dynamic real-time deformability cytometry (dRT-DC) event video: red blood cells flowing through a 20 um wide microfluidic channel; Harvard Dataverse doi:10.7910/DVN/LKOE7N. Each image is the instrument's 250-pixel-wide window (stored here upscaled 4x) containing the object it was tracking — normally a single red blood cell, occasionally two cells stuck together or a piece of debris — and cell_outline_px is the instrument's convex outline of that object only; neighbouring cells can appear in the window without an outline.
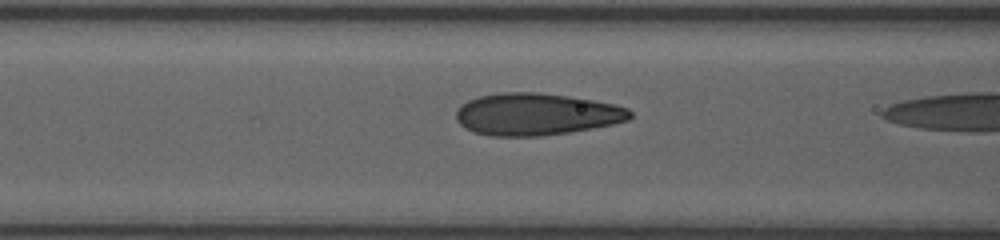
{"species": "human", "species_latin": "Homo sapiens", "temperature_condition": "room temperature", "stored_images_in_passage": 13, "camera_frame_rate_fps": 3000, "um_per_image_px": 0.085, "donor": {"sex": "female"}, "frame": {"image": 1, "passage_image": 12, "time_ms": 5.667, "image_size_px": [1000, 240], "cell_outline_px": [[632, 116], [628, 120], [612, 124], [592, 128], [568, 132], [540, 136], [488, 136], [464, 128], [456, 120], [456, 112], [460, 104], [468, 100], [480, 96], [504, 92], [540, 92], [568, 96], [616, 104], [628, 108], [632, 112]], "centroid_in_image_um": [45.57, 9.71], "position_along_channel_um": 121.0, "area_um2": 42.71}}